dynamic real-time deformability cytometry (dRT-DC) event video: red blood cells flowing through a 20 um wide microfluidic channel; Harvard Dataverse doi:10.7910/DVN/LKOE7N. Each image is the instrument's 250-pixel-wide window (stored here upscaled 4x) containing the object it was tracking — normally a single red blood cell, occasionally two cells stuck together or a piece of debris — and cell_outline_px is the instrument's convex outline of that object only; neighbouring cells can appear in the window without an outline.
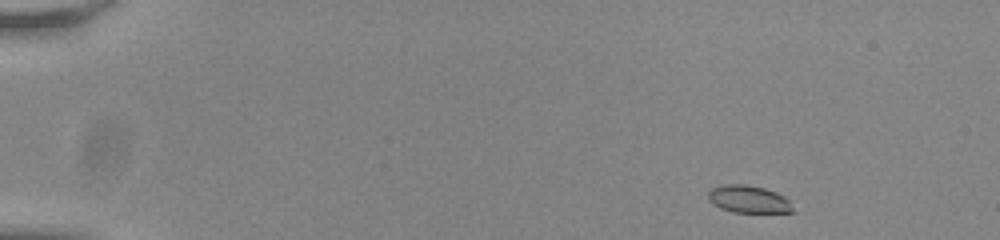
{"species": "common noctule bat (a hibernating species)", "species_latin": "Nyctalus noctula", "temperature_condition": "room temperature", "stored_images_in_passage": 49, "camera_frame_rate_fps": 3000, "um_per_image_px": 0.085, "animal": {"sex": "male", "body_mass_g": 20.0, "forearm_length_mm": 53.3}, "frame": {"image": 1, "passage_image": 1, "time_ms": 0.0, "image_size_px": [1000, 240], "cell_outline_px": [[792, 212], [732, 212], [720, 208], [712, 204], [708, 200], [708, 192], [712, 188], [724, 184], [744, 184], [764, 188], [776, 192], [784, 196], [788, 200], [792, 208]], "centroid_in_image_um": [63.58, 16.93], "position_along_channel_um": 21.4, "area_um2": 13.47}}
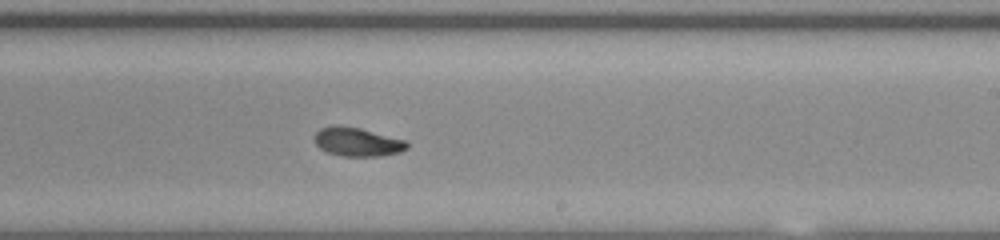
{"frame": {"image": 2, "passage_image": 29, "time_ms": 9.333, "image_size_px": [1000, 240], "cell_outline_px": [[408, 148], [400, 152], [380, 156], [340, 156], [328, 152], [320, 148], [316, 144], [316, 132], [320, 128], [336, 124], [360, 128], [404, 140], [408, 144]], "centroid_in_image_um": [30.36, 12.06], "position_along_channel_um": 258.6, "area_um2": 15.37}}
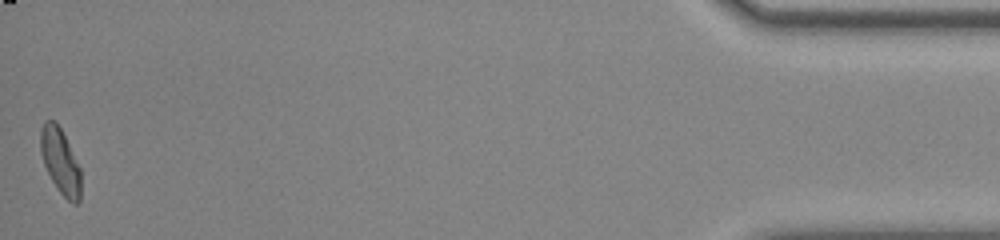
{"frame": {"image": 3, "passage_image": 49, "time_ms": 16.0, "image_size_px": [1000, 240], "cell_outline_px": [[80, 200], [76, 204], [72, 204], [60, 192], [52, 180], [44, 164], [40, 152], [40, 132], [44, 120], [52, 120], [60, 128], [80, 168]], "centroid_in_image_um": [5.11, 13.72], "position_along_channel_um": 430.1, "area_um2": 15.03}, "authors_computed_cell_mechanics": {"area_um2": 15.317, "velocity_mm_per_s": 3.8178, "shape_relaxation_time_tau1_ms": 7.3114, "shape_relaxation_time_tau2_ms": 2.7451, "deformation_change_tau1": 0.1944, "deformation_change_tau2": 0.0764}}